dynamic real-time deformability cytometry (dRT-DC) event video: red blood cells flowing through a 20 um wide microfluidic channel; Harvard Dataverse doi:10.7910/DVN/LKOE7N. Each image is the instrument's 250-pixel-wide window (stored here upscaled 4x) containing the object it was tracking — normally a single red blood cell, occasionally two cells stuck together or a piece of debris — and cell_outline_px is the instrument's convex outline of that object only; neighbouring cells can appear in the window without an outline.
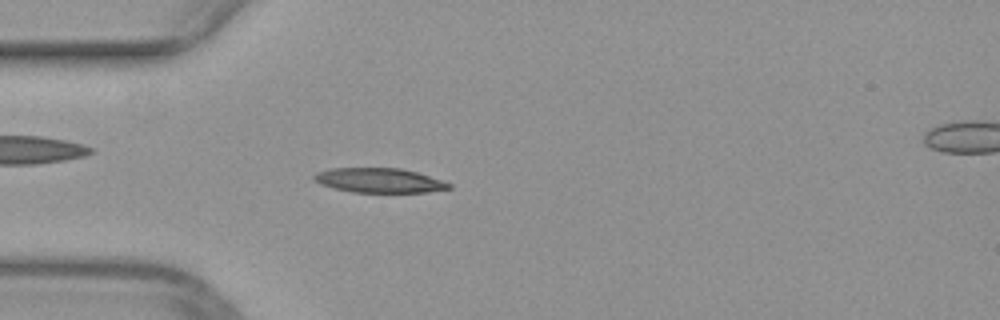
{"species": "common noctule bat (a hibernating species)", "species_latin": "Nyctalus noctula", "temperature_condition": "warm", "stored_images_in_passage": 50, "camera_frame_rate_fps": 3000, "um_per_image_px": 0.085, "animal": {"sex": "female", "body_mass_g": 29.2, "forearm_length_mm": 56.3}, "frame": {"image": 1, "passage_image": 14, "time_ms": 4.333, "image_size_px": [1000, 320], "cell_outline_px": [[452, 188], [428, 192], [352, 192], [332, 188], [320, 184], [312, 176], [316, 172], [332, 168], [400, 168], [416, 172], [452, 184]], "centroid_in_image_um": [32.21, 15.33], "position_along_channel_um": 52.8, "area_um2": 19.19}}
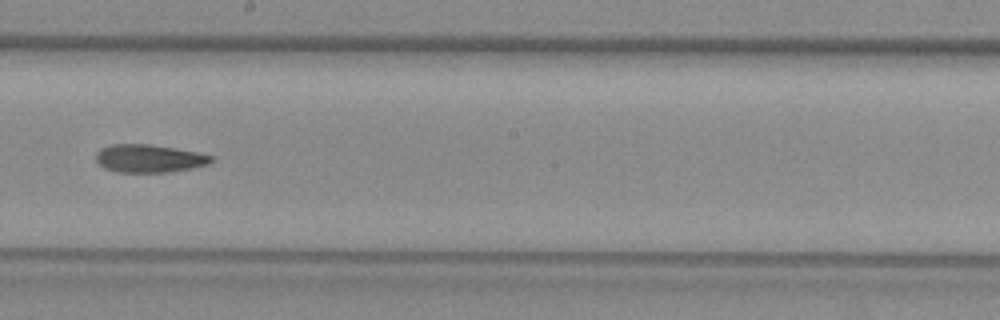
{"frame": {"image": 2, "passage_image": 28, "time_ms": 9.0, "image_size_px": [1000, 320], "cell_outline_px": [[212, 160], [208, 164], [168, 172], [120, 172], [104, 168], [96, 160], [96, 152], [100, 148], [112, 144], [148, 144], [196, 152], [212, 156]], "centroid_in_image_um": [12.61, 13.46], "position_along_channel_um": 235.6, "area_um2": 18.44}}
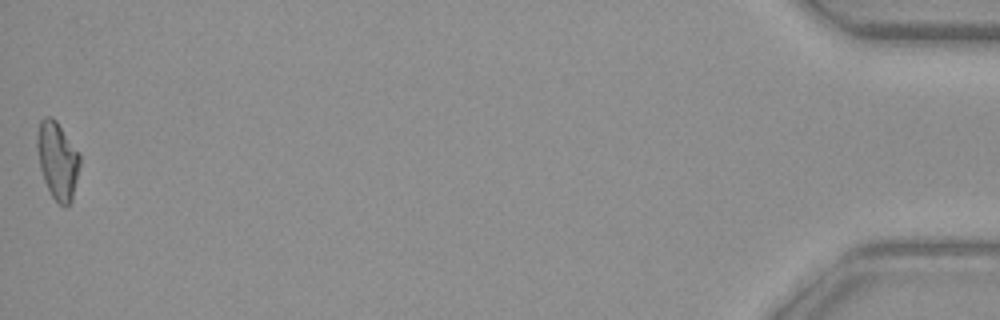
{"frame": {"image": 3, "passage_image": 50, "time_ms": 16.333, "image_size_px": [1000, 320], "cell_outline_px": [[80, 164], [72, 200], [68, 208], [64, 208], [52, 196], [44, 180], [40, 168], [36, 144], [36, 136], [40, 120], [44, 116], [52, 116], [56, 120], [80, 156]], "centroid_in_image_um": [4.87, 13.64], "position_along_channel_um": 430.3, "area_um2": 19.19}}